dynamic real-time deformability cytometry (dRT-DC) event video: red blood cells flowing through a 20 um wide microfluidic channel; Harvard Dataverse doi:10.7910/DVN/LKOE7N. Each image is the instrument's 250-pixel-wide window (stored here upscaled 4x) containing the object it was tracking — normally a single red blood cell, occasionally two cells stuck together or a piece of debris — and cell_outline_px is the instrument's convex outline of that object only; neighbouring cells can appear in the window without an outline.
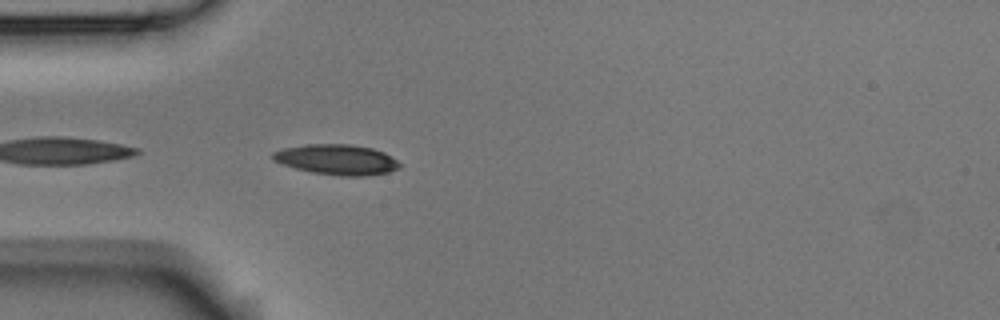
{"species": "Egyptian fruit bat (a non-hibernating species)", "species_latin": "Rousettus aegyptiacus", "temperature_condition": "room temperature", "stored_images_in_passage": 6, "camera_frame_rate_fps": 3000, "um_per_image_px": 0.085, "animal": {"sex": "male"}, "frame": {"image": 1, "passage_image": 1, "time_ms": 0.0, "image_size_px": [1000, 320], "cell_outline_px": [[400, 168], [388, 172], [368, 176], [340, 176], [312, 172], [296, 168], [272, 160], [272, 152], [284, 148], [308, 144], [348, 144], [372, 148], [384, 152], [396, 160], [400, 164]], "centroid_in_image_um": [28.64, 13.57], "position_along_channel_um": 56.4, "area_um2": 22.31}}